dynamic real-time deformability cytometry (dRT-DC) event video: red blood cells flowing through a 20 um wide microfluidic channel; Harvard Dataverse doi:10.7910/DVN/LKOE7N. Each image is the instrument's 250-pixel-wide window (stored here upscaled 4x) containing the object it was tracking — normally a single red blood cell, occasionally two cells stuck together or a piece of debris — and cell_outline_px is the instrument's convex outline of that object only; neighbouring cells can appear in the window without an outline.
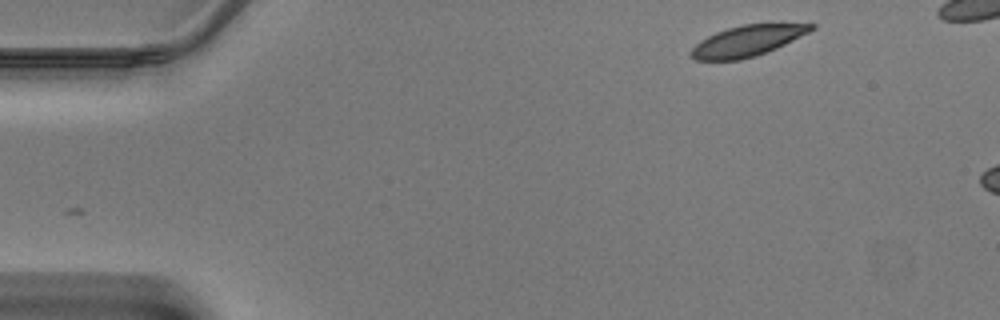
{"species": "Egyptian fruit bat (a non-hibernating species)", "species_latin": "Rousettus aegyptiacus", "temperature_condition": "warm", "stored_images_in_passage": 4, "camera_frame_rate_fps": 3000, "um_per_image_px": 0.085, "animal": {"sex": "male"}, "frame": {"image": 1, "passage_image": 1, "time_ms": 0.0, "image_size_px": [1000, 320], "cell_outline_px": [[812, 28], [780, 44], [760, 52], [748, 56], [724, 60], [708, 60], [696, 56], [704, 44], [708, 40], [724, 32], [736, 28], [756, 24], [812, 24]], "centroid_in_image_um": [63.69, 3.44], "position_along_channel_um": 21.3, "area_um2": 17.63}}